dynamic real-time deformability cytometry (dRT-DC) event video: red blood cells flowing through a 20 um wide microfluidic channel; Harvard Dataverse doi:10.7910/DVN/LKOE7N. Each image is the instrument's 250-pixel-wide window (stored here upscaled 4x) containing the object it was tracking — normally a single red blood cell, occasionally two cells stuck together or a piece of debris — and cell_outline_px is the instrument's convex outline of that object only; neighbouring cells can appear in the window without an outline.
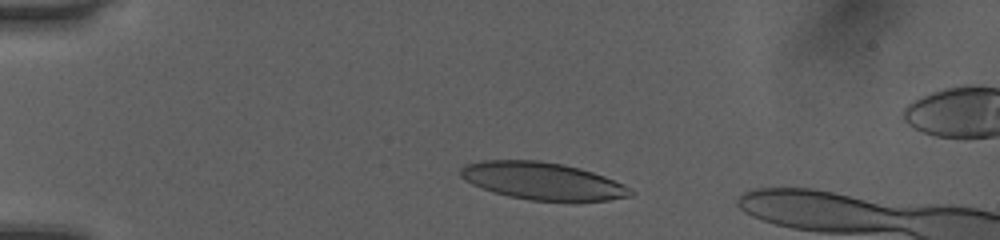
{"species": "human", "species_latin": "Homo sapiens", "temperature_condition": "room temperature", "stored_images_in_passage": 40, "camera_frame_rate_fps": 3000, "um_per_image_px": 0.085, "donor": {"sex": "female"}, "frame": {"image": 1, "passage_image": 3, "time_ms": 0.667, "image_size_px": [1000, 240], "cell_outline_px": [[636, 192], [632, 196], [608, 200], [532, 200], [508, 196], [472, 184], [464, 180], [460, 176], [460, 168], [464, 164], [480, 160], [540, 160], [564, 164], [580, 168], [604, 176], [624, 184], [632, 188]], "centroid_in_image_um": [46.12, 15.36], "position_along_channel_um": 38.9, "area_um2": 36.93}}
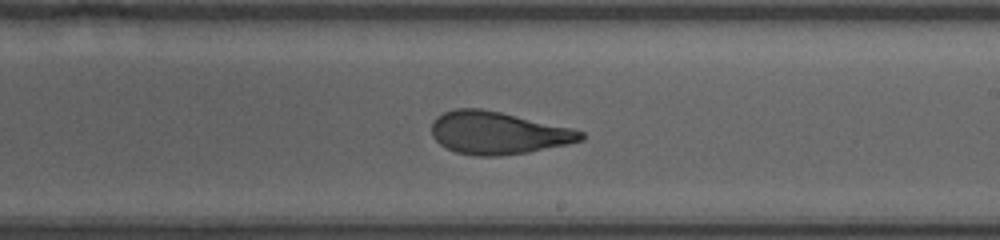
{"frame": {"image": 2, "passage_image": 22, "time_ms": 7.0, "image_size_px": [1000, 240], "cell_outline_px": [[584, 140], [568, 144], [528, 152], [496, 156], [476, 156], [456, 152], [440, 144], [432, 136], [432, 120], [436, 116], [444, 112], [456, 108], [480, 108], [500, 112], [572, 128], [584, 132]], "centroid_in_image_um": [42.31, 11.29], "position_along_channel_um": 246.7, "area_um2": 36.93}}
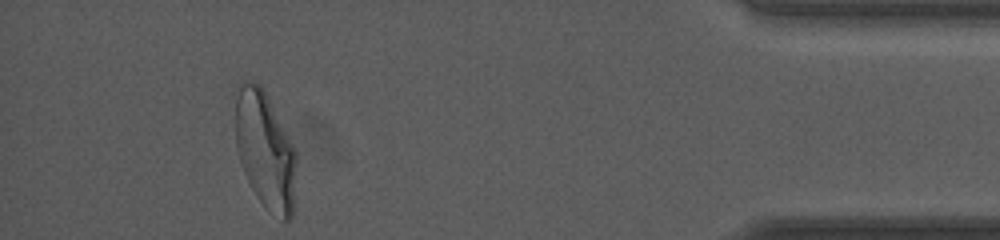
{"frame": {"image": 3, "passage_image": 38, "time_ms": 12.333, "image_size_px": [1000, 240], "cell_outline_px": [[296, 164], [292, 216], [288, 220], [284, 220], [264, 208], [256, 196], [244, 172], [236, 148], [236, 84], [244, 80], [252, 80], [260, 84], [296, 148]], "centroid_in_image_um": [22.53, 12.73], "position_along_channel_um": 412.7, "area_um2": 41.67}}